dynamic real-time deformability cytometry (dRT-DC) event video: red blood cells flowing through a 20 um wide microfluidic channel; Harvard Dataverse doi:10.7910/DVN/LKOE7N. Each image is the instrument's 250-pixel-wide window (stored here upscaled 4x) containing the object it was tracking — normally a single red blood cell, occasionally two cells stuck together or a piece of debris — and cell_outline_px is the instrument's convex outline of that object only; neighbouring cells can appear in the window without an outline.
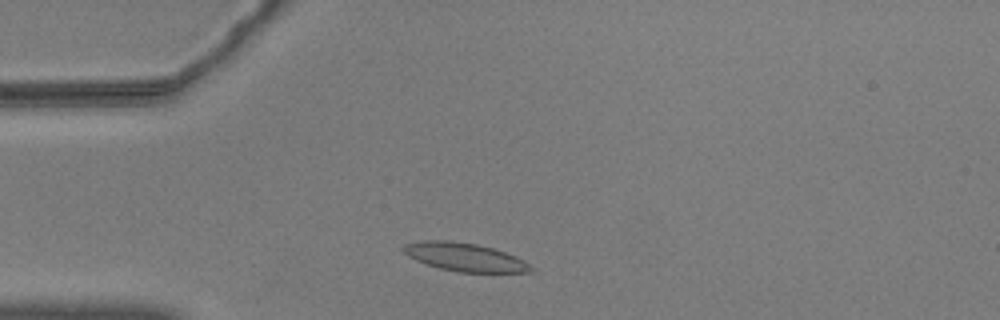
{"species": "common noctule bat (a hibernating species)", "species_latin": "Nyctalus noctula", "temperature_condition": "warm", "stored_images_in_passage": 47, "camera_frame_rate_fps": 3000, "um_per_image_px": 0.085, "animal": {"sex": "male", "body_mass_g": 20.5, "forearm_length_mm": 52.5}, "frame": {"image": 1, "passage_image": 5, "time_ms": 1.333, "image_size_px": [1000, 320], "cell_outline_px": [[532, 272], [456, 272], [440, 268], [416, 260], [408, 256], [400, 248], [404, 244], [420, 240], [448, 240], [476, 244], [492, 248], [516, 256], [524, 260], [532, 268]], "centroid_in_image_um": [39.46, 21.84], "position_along_channel_um": 45.5, "area_um2": 20.92}}
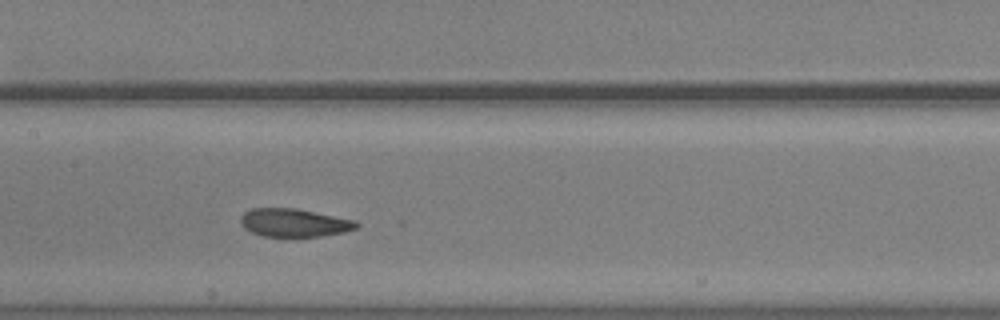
{"frame": {"image": 2, "passage_image": 18, "time_ms": 5.667, "image_size_px": [1000, 320], "cell_outline_px": [[360, 224], [356, 228], [344, 232], [320, 236], [260, 236], [244, 228], [240, 224], [240, 216], [244, 212], [252, 208], [296, 208], [356, 220]], "centroid_in_image_um": [24.98, 18.92], "position_along_channel_um": 182.4, "area_um2": 19.07}}
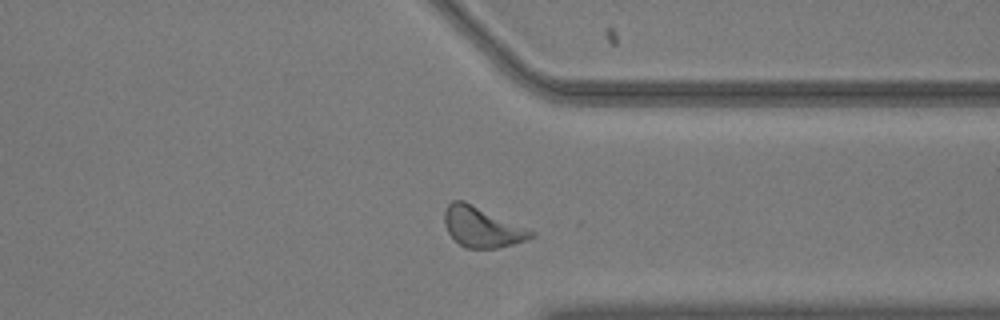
{"frame": {"image": 3, "passage_image": 34, "time_ms": 11.0, "image_size_px": [1000, 320], "cell_outline_px": [[536, 232], [532, 236], [524, 240], [512, 244], [496, 248], [468, 248], [460, 244], [448, 232], [444, 224], [444, 212], [448, 204], [452, 200], [464, 200], [532, 228]], "centroid_in_image_um": [41.0, 19.26], "position_along_channel_um": 370.4, "area_um2": 20.58}, "authors_computed_cell_mechanics": {"area_um2": 20.0566, "velocity_mm_per_s": 3.557, "shape_relaxation_time_tau1_ms": 4.8311, "shape_relaxation_time_tau2_ms": 1.8452, "deformation_change_tau1": 0.1305, "deformation_change_tau2": 0.0744}}